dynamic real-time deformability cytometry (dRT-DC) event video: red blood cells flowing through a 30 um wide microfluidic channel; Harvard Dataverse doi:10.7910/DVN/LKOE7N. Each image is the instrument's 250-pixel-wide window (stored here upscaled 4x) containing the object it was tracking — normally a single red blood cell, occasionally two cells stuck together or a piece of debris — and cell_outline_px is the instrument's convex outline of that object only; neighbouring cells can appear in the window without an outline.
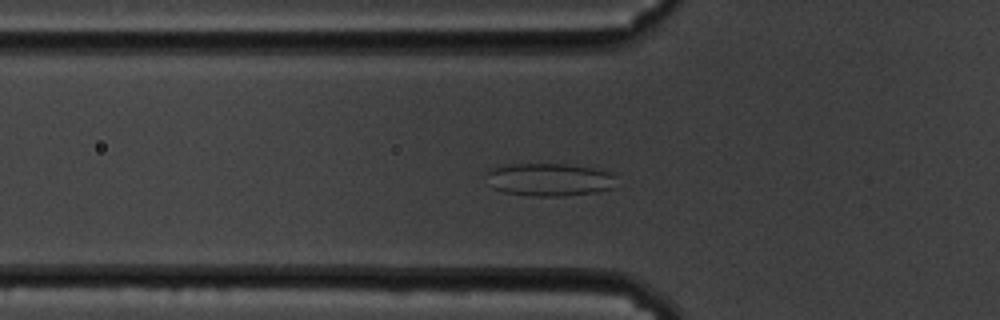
{"species": "common noctule bat (a hibernating species)", "species_latin": "Nyctalus noctula", "temperature_condition": "cold", "stored_images_in_passage": 60, "segment_of_instrument_passage": [1, 2], "camera_frame_rate_fps": 3000, "um_per_image_px": 0.085, "animal": {"sex": "male", "body_mass_g": 19.5, "forearm_length_mm": 54.6}, "frame": {"image": 1, "passage_image": 20, "time_ms": 6.333, "image_size_px": [1000, 320], "cell_outline_px": [[616, 188], [596, 192], [564, 196], [532, 196], [504, 192], [492, 188], [484, 176], [492, 168], [508, 164], [564, 164], [592, 168], [608, 172], [616, 176]], "centroid_in_image_um": [46.69, 15.27], "position_along_channel_um": 79.1, "area_um2": 25.09}}
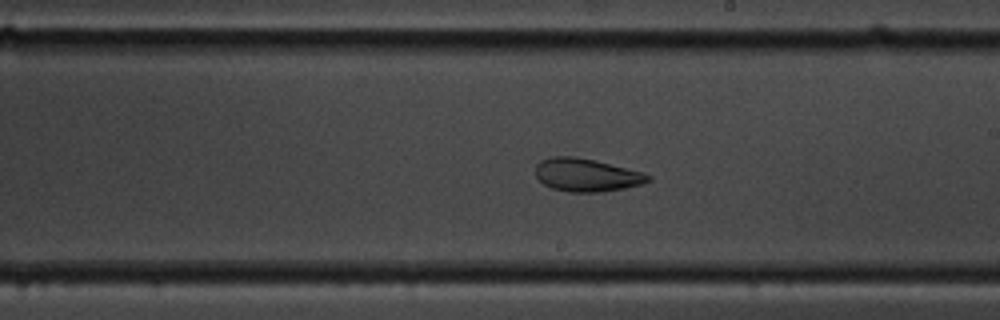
{"frame": {"image": 2, "passage_image": 34, "time_ms": 11.0, "image_size_px": [1000, 320], "cell_outline_px": [[652, 180], [640, 184], [624, 188], [604, 192], [568, 192], [552, 188], [544, 184], [536, 176], [536, 164], [540, 160], [552, 156], [572, 156], [596, 160], [644, 172], [652, 176]], "centroid_in_image_um": [49.87, 14.87], "position_along_channel_um": 239.1, "area_um2": 21.85}}
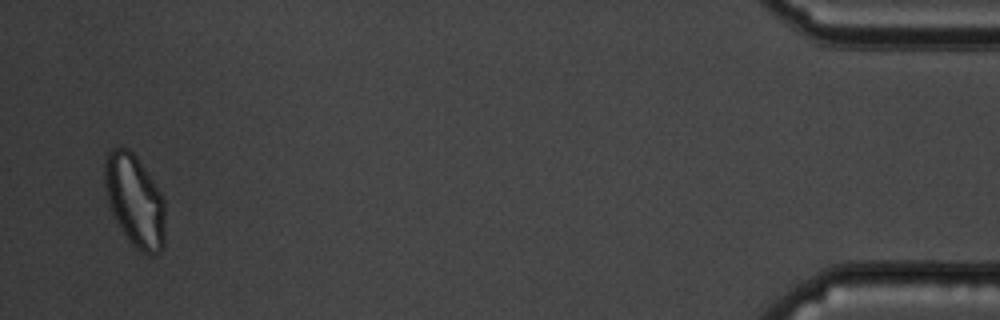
{"frame": {"image": 3, "passage_image": 57, "time_ms": 18.667, "image_size_px": [1000, 320], "cell_outline_px": [[164, 244], [160, 252], [152, 256], [136, 248], [132, 244], [120, 228], [112, 212], [108, 200], [104, 180], [104, 160], [108, 152], [112, 148], [128, 148], [136, 156], [156, 184], [164, 200]], "centroid_in_image_um": [11.46, 17.05], "position_along_channel_um": 423.7, "area_um2": 32.31}}